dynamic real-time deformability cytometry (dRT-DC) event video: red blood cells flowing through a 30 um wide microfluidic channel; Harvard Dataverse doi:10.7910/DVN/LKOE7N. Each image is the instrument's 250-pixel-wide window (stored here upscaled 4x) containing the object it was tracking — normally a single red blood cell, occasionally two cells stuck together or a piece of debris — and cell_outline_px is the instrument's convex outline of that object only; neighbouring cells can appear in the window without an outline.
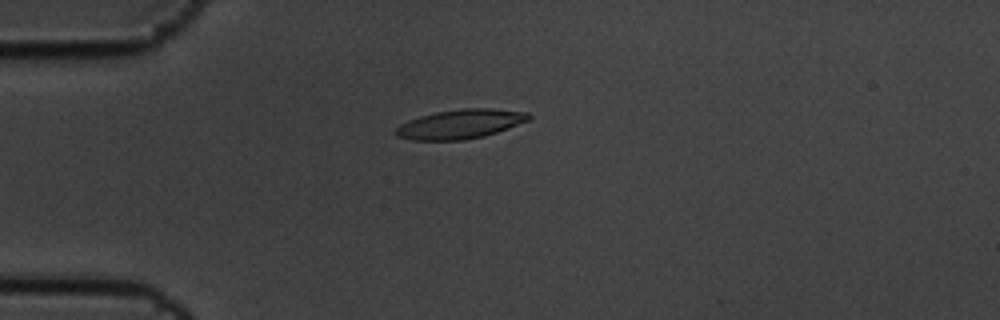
{"species": "common noctule bat (a hibernating species)", "species_latin": "Nyctalus noctula", "temperature_condition": "cold", "stored_images_in_passage": 7, "camera_frame_rate_fps": 3000, "um_per_image_px": 0.085, "animal": {"sex": "male", "body_mass_g": 19.5, "forearm_length_mm": 54.6}, "frame": {"image": 1, "passage_image": 5, "time_ms": 1.333, "image_size_px": [1000, 320], "cell_outline_px": [[532, 116], [528, 120], [508, 128], [484, 136], [464, 140], [412, 140], [396, 136], [392, 132], [400, 124], [408, 120], [420, 116], [436, 112], [460, 108], [488, 108], [528, 112]], "centroid_in_image_um": [39.09, 10.54], "position_along_channel_um": 45.9, "area_um2": 22.72}}
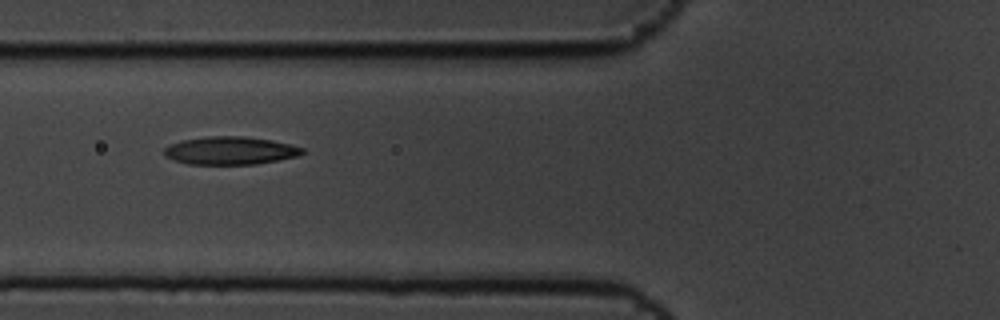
{"frame": {"image": 2, "passage_image": 7, "time_ms": 2.0, "image_size_px": [1000, 320], "cell_outline_px": [[304, 152], [296, 156], [256, 164], [188, 164], [164, 156], [164, 148], [172, 144], [184, 140], [208, 136], [244, 136], [272, 140], [304, 148]], "centroid_in_image_um": [19.56, 12.8], "position_along_channel_um": 106.2, "area_um2": 22.2}}